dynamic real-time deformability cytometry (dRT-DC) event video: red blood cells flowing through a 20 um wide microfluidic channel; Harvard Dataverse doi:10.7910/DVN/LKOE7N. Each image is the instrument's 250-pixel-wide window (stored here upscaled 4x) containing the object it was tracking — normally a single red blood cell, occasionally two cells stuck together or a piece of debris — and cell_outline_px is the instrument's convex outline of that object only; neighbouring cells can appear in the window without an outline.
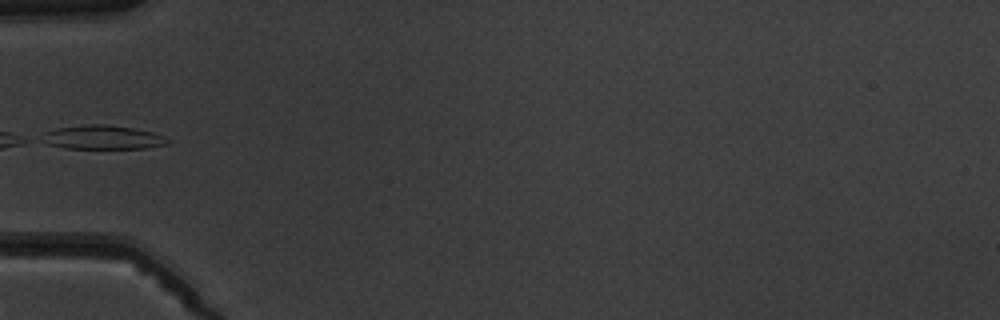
{"species": "common noctule bat (a hibernating species)", "species_latin": "Nyctalus noctula", "temperature_condition": "warm", "stored_images_in_passage": 5, "camera_frame_rate_fps": 3000, "um_per_image_px": 0.085, "animal": {"sex": "male", "body_mass_g": 19.5, "forearm_length_mm": 54.6}, "frame": {"image": 1, "passage_image": 5, "time_ms": 5.333, "image_size_px": [1000, 320], "cell_outline_px": [[168, 144], [148, 148], [64, 148], [48, 144], [40, 140], [44, 132], [60, 128], [92, 124], [104, 124], [132, 128], [152, 132], [164, 136], [168, 140]], "centroid_in_image_um": [8.72, 11.68], "position_along_channel_um": 76.3, "area_um2": 17.28}}